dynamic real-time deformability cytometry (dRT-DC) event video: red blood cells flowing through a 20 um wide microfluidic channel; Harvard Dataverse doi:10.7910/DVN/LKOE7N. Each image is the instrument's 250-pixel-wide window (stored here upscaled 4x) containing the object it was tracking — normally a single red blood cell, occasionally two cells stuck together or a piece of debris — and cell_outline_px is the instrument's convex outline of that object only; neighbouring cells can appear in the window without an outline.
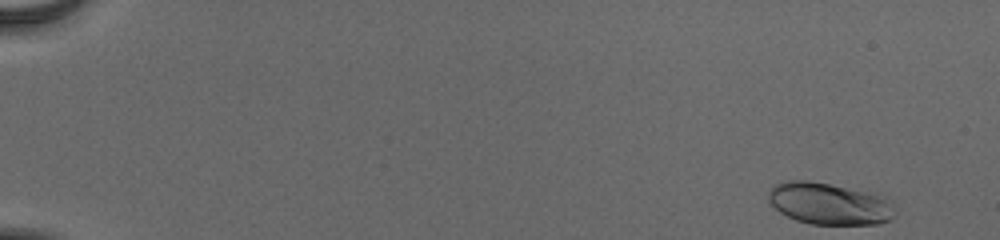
{"species": "human", "species_latin": "Homo sapiens", "temperature_condition": "cold", "stored_images_in_passage": 53, "camera_frame_rate_fps": 3000, "um_per_image_px": 0.085, "donor": {"sex": "male"}, "frame": {"image": 1, "passage_image": 1, "time_ms": 0.0, "image_size_px": [1000, 240], "cell_outline_px": [[892, 220], [876, 224], [812, 224], [796, 220], [780, 212], [768, 200], [768, 192], [776, 184], [788, 180], [808, 180], [828, 184], [876, 196], [884, 200], [892, 216]], "centroid_in_image_um": [70.32, 17.33], "position_along_channel_um": 14.7, "area_um2": 29.42}}
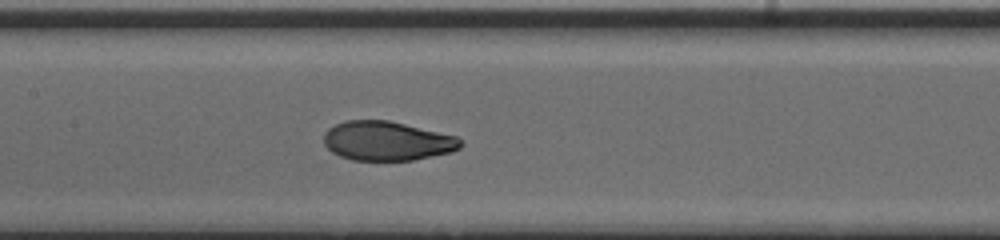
{"frame": {"image": 2, "passage_image": 27, "time_ms": 8.667, "image_size_px": [1000, 240], "cell_outline_px": [[460, 148], [452, 152], [412, 160], [352, 160], [340, 156], [332, 152], [324, 144], [324, 132], [328, 128], [344, 120], [388, 120], [456, 136], [460, 140]], "centroid_in_image_um": [32.86, 11.98], "position_along_channel_um": 174.5, "area_um2": 31.15}}
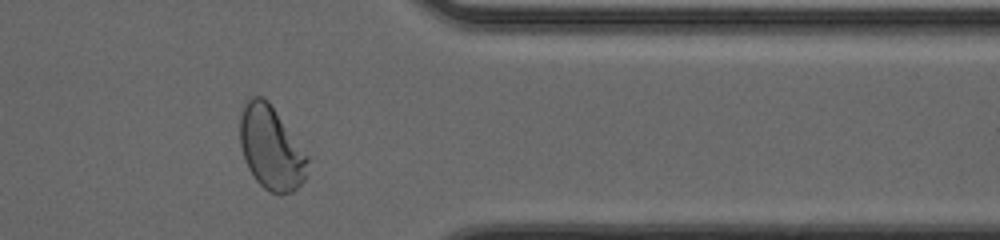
{"frame": {"image": 3, "passage_image": 44, "time_ms": 14.333, "image_size_px": [1000, 240], "cell_outline_px": [[312, 156], [304, 180], [292, 192], [280, 196], [264, 188], [256, 180], [248, 168], [244, 160], [240, 144], [240, 116], [244, 104], [252, 96], [264, 96], [268, 100]], "centroid_in_image_um": [23.1, 12.57], "position_along_channel_um": 388.3, "area_um2": 33.87}, "authors_computed_cell_mechanics": {"area_um2": 31.4432, "velocity_mm_per_s": 3.8935, "shape_relaxation_time_tau1_ms": 3.9462, "shape_relaxation_time_tau2_ms": 0.7761, "deformation_change_tau1": 0.1743, "deformation_change_tau2": 0.0501}}